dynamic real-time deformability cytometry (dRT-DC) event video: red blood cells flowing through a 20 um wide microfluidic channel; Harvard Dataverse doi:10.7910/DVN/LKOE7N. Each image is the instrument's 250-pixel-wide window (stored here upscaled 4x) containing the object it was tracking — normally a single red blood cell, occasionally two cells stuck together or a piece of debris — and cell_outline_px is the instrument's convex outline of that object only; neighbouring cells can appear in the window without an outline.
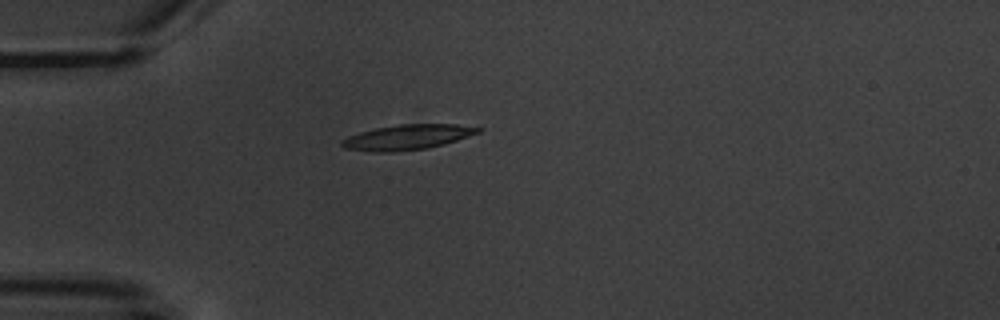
{"species": "common noctule bat (a hibernating species)", "species_latin": "Nyctalus noctula", "temperature_condition": "warm", "stored_images_in_passage": 5, "camera_frame_rate_fps": 3000, "um_per_image_px": 0.085, "animal": {"sex": "male", "body_mass_g": 20.1, "forearm_length_mm": 53.5}, "frame": {"image": 1, "passage_image": 5, "time_ms": 5.667, "image_size_px": [1000, 320], "cell_outline_px": [[484, 128], [480, 132], [444, 144], [428, 148], [392, 152], [372, 152], [344, 148], [340, 144], [340, 140], [348, 136], [360, 132], [376, 128], [400, 124], [456, 124]], "centroid_in_image_um": [34.6, 11.66], "position_along_channel_um": 50.4, "area_um2": 19.94}}